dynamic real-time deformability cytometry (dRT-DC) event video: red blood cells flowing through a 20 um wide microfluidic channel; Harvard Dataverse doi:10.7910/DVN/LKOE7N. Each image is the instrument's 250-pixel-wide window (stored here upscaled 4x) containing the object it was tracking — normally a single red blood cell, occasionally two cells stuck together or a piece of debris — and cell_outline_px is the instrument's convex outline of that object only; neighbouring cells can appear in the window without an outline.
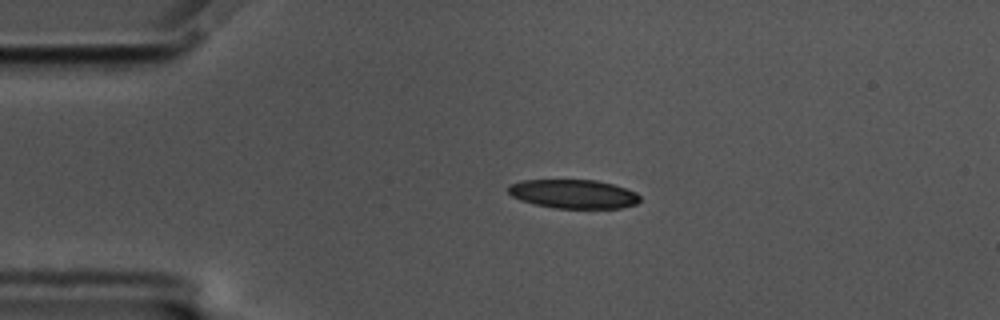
{"species": "common noctule bat (a hibernating species)", "species_latin": "Nyctalus noctula", "temperature_condition": "cold", "stored_images_in_passage": 46, "camera_frame_rate_fps": 3000, "um_per_image_px": 0.085, "animal": {"sex": "male", "body_mass_g": 17.5, "forearm_length_mm": 52.3}, "frame": {"image": 1, "passage_image": 1, "time_ms": 0.0, "image_size_px": [1000, 320], "cell_outline_px": [[640, 200], [636, 204], [620, 208], [556, 208], [536, 204], [520, 200], [512, 196], [508, 192], [508, 184], [524, 180], [596, 180], [612, 184], [636, 192], [640, 196]], "centroid_in_image_um": [48.73, 16.48], "position_along_channel_um": 36.3, "area_um2": 22.08}}
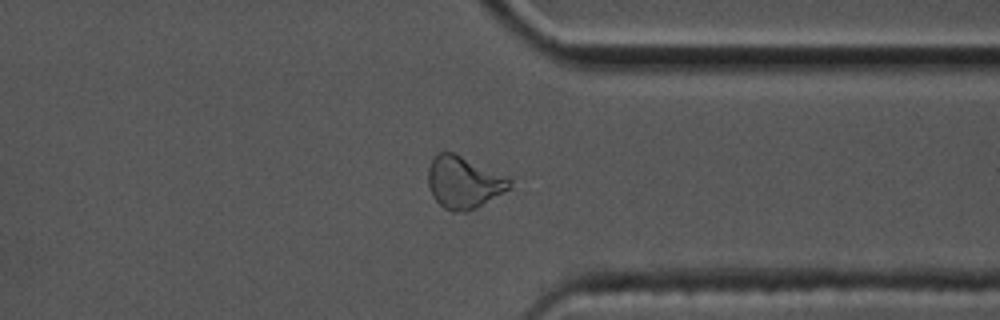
{"frame": {"image": 2, "passage_image": 33, "time_ms": 10.667, "image_size_px": [1000, 320], "cell_outline_px": [[512, 188], [476, 208], [464, 212], [452, 212], [444, 208], [432, 196], [428, 184], [428, 168], [436, 152], [456, 152], [508, 176], [512, 180]], "centroid_in_image_um": [39.44, 15.48], "position_along_channel_um": 372.0, "area_um2": 25.26}}
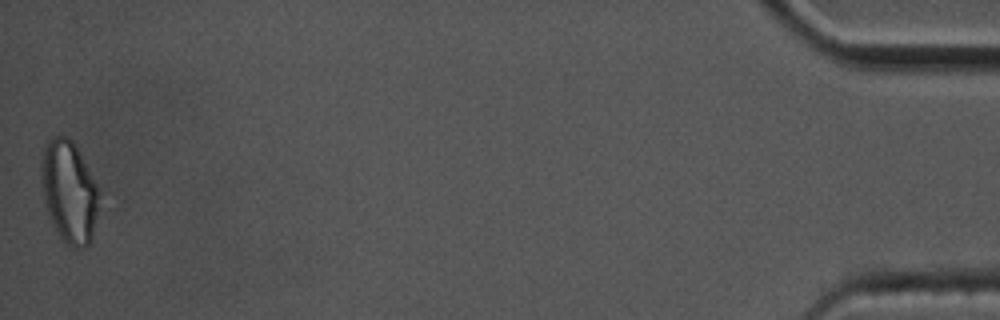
{"frame": {"image": 3, "passage_image": 46, "time_ms": 15.0, "image_size_px": [1000, 320], "cell_outline_px": [[96, 212], [92, 240], [84, 248], [72, 248], [60, 236], [48, 212], [44, 200], [40, 180], [40, 160], [44, 144], [52, 136], [68, 136], [72, 140], [96, 188]], "centroid_in_image_um": [5.79, 16.27], "position_along_channel_um": 429.4, "area_um2": 33.35}, "authors_computed_cell_mechanics": {"area_um2": 24.6517, "velocity_mm_per_s": 3.4821, "shape_relaxation_time_tau1_ms": null, "shape_relaxation_time_tau2_ms": 1.7018, "deformation_change_tau1": null, "deformation_change_tau2": 0.1149}}